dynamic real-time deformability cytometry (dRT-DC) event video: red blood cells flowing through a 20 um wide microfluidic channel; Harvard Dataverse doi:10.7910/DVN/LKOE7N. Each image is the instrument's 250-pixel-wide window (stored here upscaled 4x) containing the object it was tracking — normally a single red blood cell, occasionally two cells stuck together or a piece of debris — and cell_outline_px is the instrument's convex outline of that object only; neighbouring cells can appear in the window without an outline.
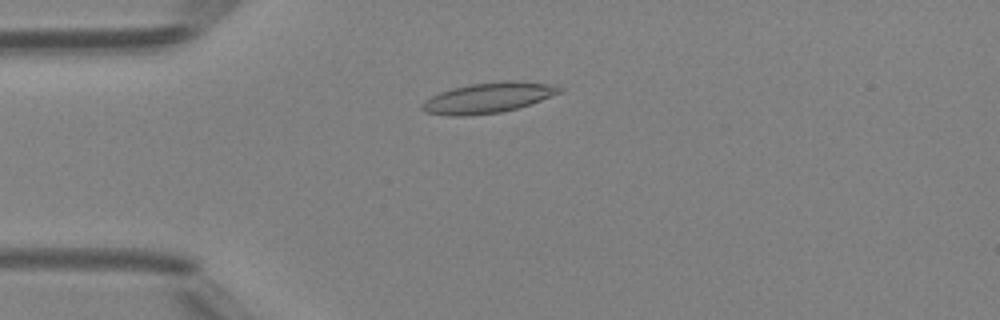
{"species": "Egyptian fruit bat (a non-hibernating species)", "species_latin": "Rousettus aegyptiacus", "temperature_condition": "room temperature", "stored_images_in_passage": 39, "camera_frame_rate_fps": 3000, "um_per_image_px": 0.085, "animal": {"sex": "female"}, "frame": {"image": 1, "passage_image": 3, "time_ms": 0.667, "image_size_px": [1000, 320], "cell_outline_px": [[564, 92], [516, 108], [500, 112], [464, 116], [448, 116], [424, 112], [420, 108], [420, 104], [424, 100], [440, 92], [452, 88], [472, 84], [504, 80], [516, 80], [552, 84], [564, 88]], "centroid_in_image_um": [41.48, 8.3], "position_along_channel_um": 43.5, "area_um2": 24.45}}
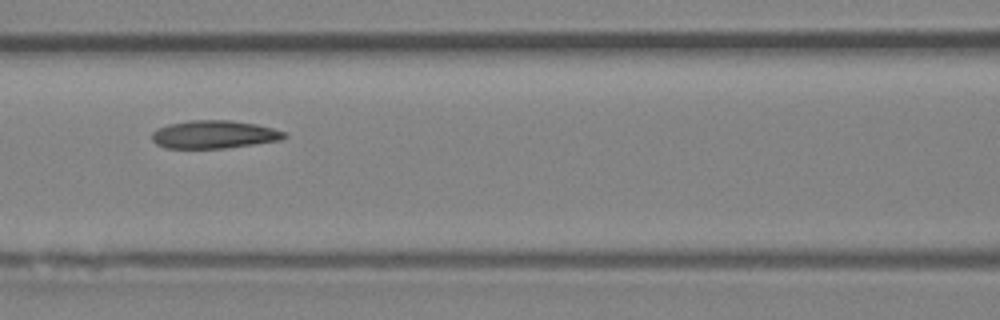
{"frame": {"image": 2, "passage_image": 12, "time_ms": 3.667, "image_size_px": [1000, 320], "cell_outline_px": [[288, 136], [280, 140], [224, 148], [164, 148], [156, 144], [152, 140], [152, 132], [156, 128], [168, 124], [188, 120], [228, 120], [256, 124], [272, 128], [284, 132]], "centroid_in_image_um": [18.14, 11.42], "position_along_channel_um": 148.5, "area_um2": 21.56}}
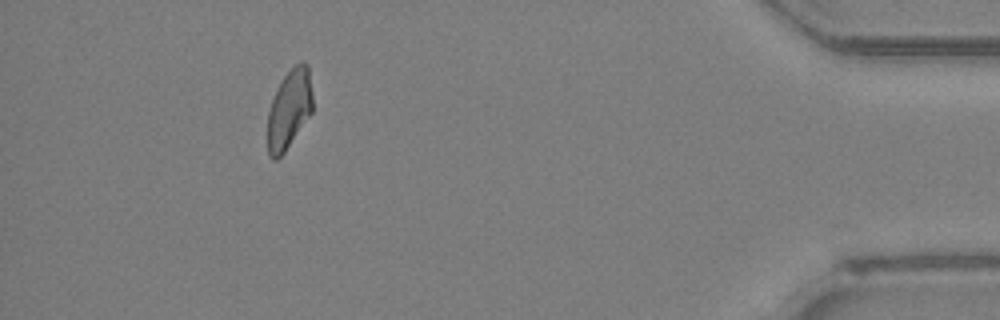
{"frame": {"image": 3, "passage_image": 35, "time_ms": 11.333, "image_size_px": [1000, 320], "cell_outline_px": [[312, 112], [284, 152], [276, 160], [272, 160], [268, 156], [268, 112], [272, 100], [284, 76], [300, 60], [304, 60], [308, 64], [312, 92]], "centroid_in_image_um": [24.59, 9.27], "position_along_channel_um": 410.6, "area_um2": 20.58}, "authors_computed_cell_mechanics": {"area_um2": 21.675, "velocity_mm_per_s": 4.2051, "shape_relaxation_time_tau1_ms": 4.8959, "shape_relaxation_time_tau2_ms": 2.6926, "deformation_change_tau1": 0.1377, "deformation_change_tau2": 0.1034}}